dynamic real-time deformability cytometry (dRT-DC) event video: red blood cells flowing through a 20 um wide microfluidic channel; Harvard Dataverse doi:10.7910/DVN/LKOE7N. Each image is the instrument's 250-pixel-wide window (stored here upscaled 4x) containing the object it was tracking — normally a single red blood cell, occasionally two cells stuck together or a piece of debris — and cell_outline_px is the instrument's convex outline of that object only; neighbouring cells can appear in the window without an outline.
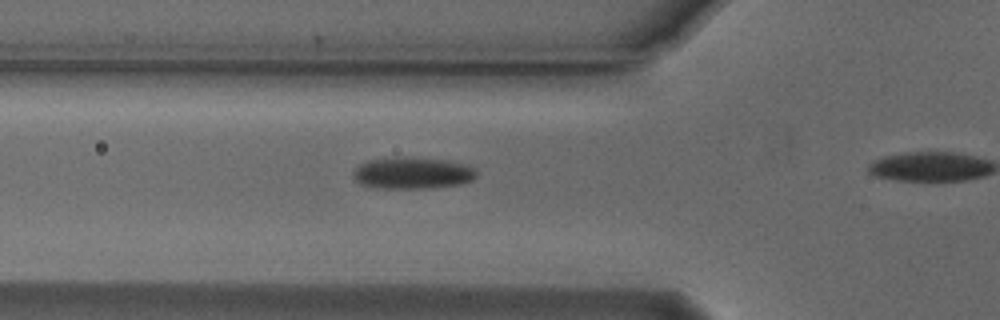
{"species": "Egyptian fruit bat (a non-hibernating species)", "species_latin": "Rousettus aegyptiacus", "temperature_condition": "cold", "stored_images_in_passage": 12, "camera_frame_rate_fps": 3000, "um_per_image_px": 0.085, "animal": {"sex": "male"}, "frame": {"image": 1, "passage_image": 4, "time_ms": 1.0, "image_size_px": [1000, 320], "cell_outline_px": [[476, 176], [472, 180], [460, 184], [432, 188], [376, 188], [360, 184], [352, 176], [352, 172], [360, 164], [368, 160], [396, 156], [448, 160], [476, 168]], "centroid_in_image_um": [35.03, 14.7], "position_along_channel_um": 90.8, "area_um2": 22.95}}
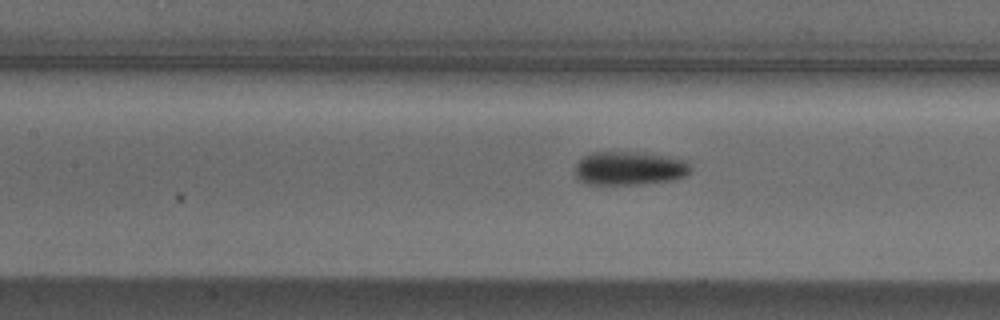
{"frame": {"image": 2, "passage_image": 9, "time_ms": 2.667, "image_size_px": [1000, 320], "cell_outline_px": [[692, 172], [684, 176], [672, 180], [636, 184], [588, 184], [576, 180], [576, 164], [584, 156], [592, 152], [632, 152], [668, 156], [688, 160], [692, 168]], "centroid_in_image_um": [53.52, 14.3], "position_along_channel_um": 153.9, "area_um2": 22.72}}